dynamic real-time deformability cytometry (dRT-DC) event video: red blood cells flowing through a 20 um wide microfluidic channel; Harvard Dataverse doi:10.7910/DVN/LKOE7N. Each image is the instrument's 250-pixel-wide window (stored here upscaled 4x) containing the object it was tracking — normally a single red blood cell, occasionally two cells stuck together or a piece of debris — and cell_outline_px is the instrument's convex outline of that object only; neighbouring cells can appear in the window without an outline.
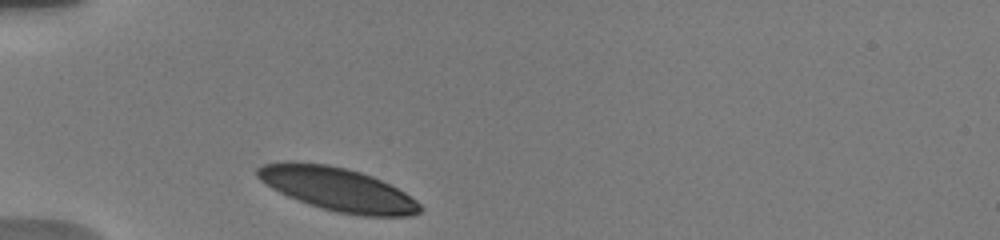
{"species": "human", "species_latin": "Homo sapiens", "temperature_condition": "warm", "stored_images_in_passage": 12, "camera_frame_rate_fps": 3000, "um_per_image_px": 0.085, "donor": {"sex": "male"}, "frame": {"image": 1, "passage_image": 1, "time_ms": 0.0, "image_size_px": [1000, 240], "cell_outline_px": [[424, 208], [420, 212], [412, 216], [360, 216], [336, 212], [308, 204], [288, 196], [272, 188], [260, 180], [256, 176], [256, 168], [264, 164], [328, 164], [360, 172], [372, 176], [404, 192], [416, 200]], "centroid_in_image_um": [28.77, 16.13], "position_along_channel_um": 56.2, "area_um2": 40.29}}
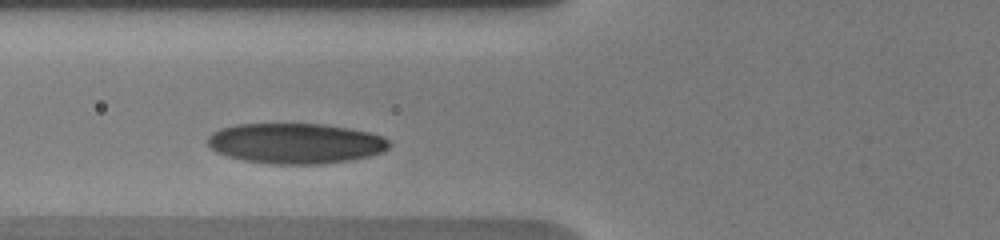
{"frame": {"image": 2, "passage_image": 11, "time_ms": 1.667, "image_size_px": [1000, 240], "cell_outline_px": [[392, 144], [384, 152], [368, 156], [348, 160], [320, 164], [272, 164], [244, 160], [228, 156], [216, 152], [208, 144], [208, 136], [212, 132], [220, 128], [236, 124], [324, 124], [348, 128], [368, 132], [380, 136], [388, 140]], "centroid_in_image_um": [25.11, 12.18], "position_along_channel_um": 100.7, "area_um2": 42.66}}